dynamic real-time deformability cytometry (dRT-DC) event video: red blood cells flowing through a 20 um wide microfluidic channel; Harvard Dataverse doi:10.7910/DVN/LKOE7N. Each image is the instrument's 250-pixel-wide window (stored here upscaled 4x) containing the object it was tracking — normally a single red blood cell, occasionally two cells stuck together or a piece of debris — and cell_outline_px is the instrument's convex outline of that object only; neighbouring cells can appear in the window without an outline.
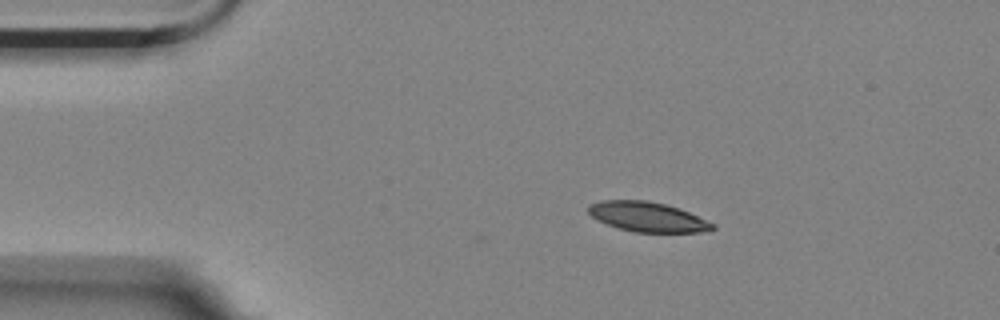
{"species": "Egyptian fruit bat (a non-hibernating species)", "species_latin": "Rousettus aegyptiacus", "temperature_condition": "room temperature", "stored_images_in_passage": 3, "camera_frame_rate_fps": 3000, "um_per_image_px": 0.085, "animal": {"sex": "female"}, "frame": {"image": 1, "passage_image": 1, "time_ms": 0.0, "image_size_px": [1000, 320], "cell_outline_px": [[716, 228], [700, 232], [636, 232], [620, 228], [596, 220], [588, 212], [588, 204], [600, 200], [648, 200], [680, 208], [716, 224]], "centroid_in_image_um": [55.04, 18.42], "position_along_channel_um": 30.0, "area_um2": 21.56}}
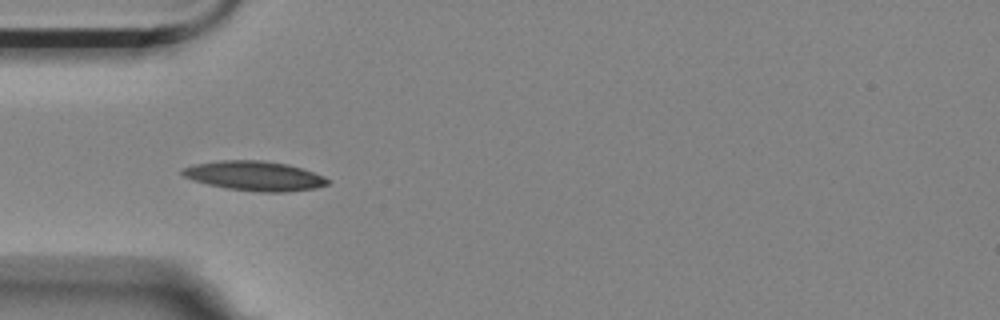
{"frame": {"image": 2, "passage_image": 3, "time_ms": 0.667, "image_size_px": [1000, 320], "cell_outline_px": [[332, 180], [328, 184], [316, 188], [284, 192], [260, 192], [224, 188], [192, 180], [184, 176], [180, 172], [180, 168], [196, 164], [220, 160], [260, 160], [288, 164], [324, 176]], "centroid_in_image_um": [21.63, 14.95], "position_along_channel_um": 63.4, "area_um2": 25.09}}